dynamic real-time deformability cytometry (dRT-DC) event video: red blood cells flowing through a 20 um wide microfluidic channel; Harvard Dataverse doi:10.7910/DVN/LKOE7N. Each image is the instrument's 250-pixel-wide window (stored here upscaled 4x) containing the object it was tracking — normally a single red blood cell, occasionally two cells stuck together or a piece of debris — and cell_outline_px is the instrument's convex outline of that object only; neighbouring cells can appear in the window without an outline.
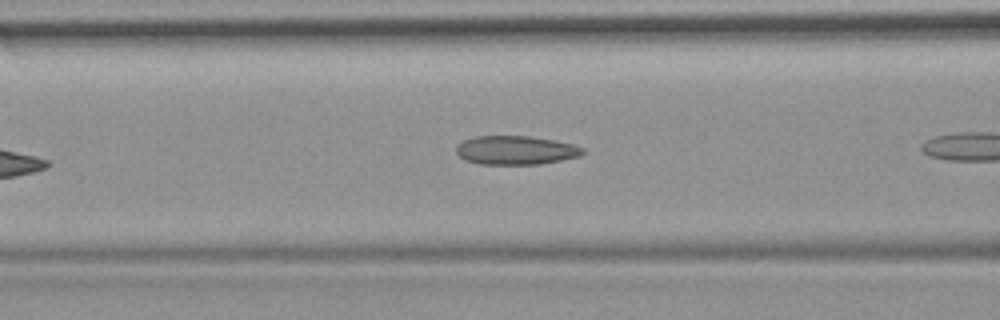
{"species": "common noctule bat (a hibernating species)", "species_latin": "Nyctalus noctula", "temperature_condition": "room temperature", "stored_images_in_passage": 9, "camera_frame_rate_fps": 3000, "um_per_image_px": 0.085, "animal": {"sex": "female", "body_mass_g": 19.9}, "frame": {"image": 1, "passage_image": 8, "time_ms": 2.333, "image_size_px": [1000, 320], "cell_outline_px": [[588, 152], [580, 156], [540, 164], [480, 164], [464, 160], [456, 152], [456, 144], [464, 140], [476, 136], [528, 136], [556, 140], [572, 144], [584, 148]], "centroid_in_image_um": [43.85, 12.76], "position_along_channel_um": 122.7, "area_um2": 21.39}}